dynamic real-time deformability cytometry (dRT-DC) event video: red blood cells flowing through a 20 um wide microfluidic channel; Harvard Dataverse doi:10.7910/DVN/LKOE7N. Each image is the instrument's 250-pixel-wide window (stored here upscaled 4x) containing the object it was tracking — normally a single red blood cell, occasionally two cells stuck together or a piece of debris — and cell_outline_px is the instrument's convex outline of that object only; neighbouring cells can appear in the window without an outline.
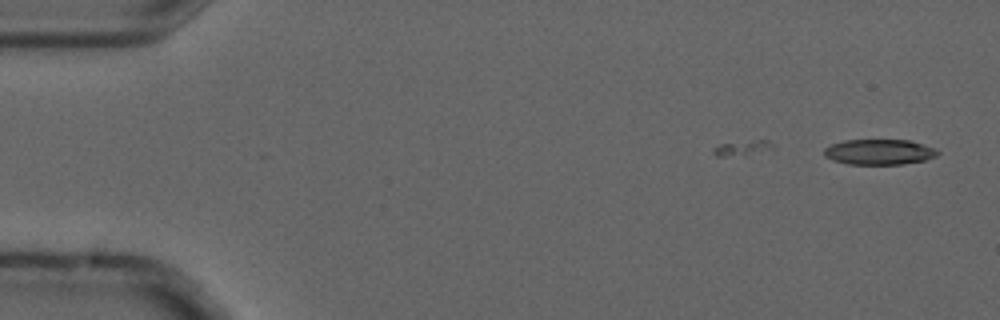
{"species": "common noctule bat (a hibernating species)", "species_latin": "Nyctalus noctula", "temperature_condition": "cold", "stored_images_in_passage": 2, "camera_frame_rate_fps": 3000, "um_per_image_px": 0.085, "animal": {"sex": "male", "forearm_length_mm": 52.5}, "frame": {"image": 1, "passage_image": 2, "time_ms": 0.333, "image_size_px": [1000, 320], "cell_outline_px": [[940, 152], [936, 156], [924, 160], [904, 164], [848, 164], [832, 160], [824, 156], [824, 148], [832, 144], [844, 140], [908, 140], [936, 148]], "centroid_in_image_um": [74.73, 12.92], "position_along_channel_um": 10.3, "area_um2": 16.82}}